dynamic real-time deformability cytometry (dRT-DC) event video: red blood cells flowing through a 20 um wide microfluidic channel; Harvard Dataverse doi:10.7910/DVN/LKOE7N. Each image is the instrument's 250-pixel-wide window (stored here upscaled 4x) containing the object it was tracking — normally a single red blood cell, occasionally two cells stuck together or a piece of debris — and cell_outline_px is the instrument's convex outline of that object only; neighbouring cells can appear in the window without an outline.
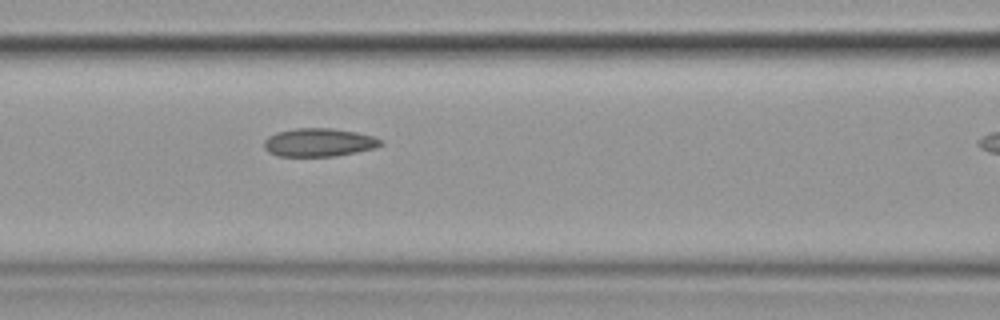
{"species": "common noctule bat (a hibernating species)", "species_latin": "Nyctalus noctula", "temperature_condition": "cold", "stored_images_in_passage": 4, "camera_frame_rate_fps": 3000, "um_per_image_px": 0.085, "animal": {"sex": "female", "body_mass_g": 19.9}, "frame": {"image": 1, "passage_image": 3, "time_ms": 2.333, "image_size_px": [1000, 320], "cell_outline_px": [[384, 144], [376, 148], [336, 156], [276, 156], [268, 152], [264, 148], [264, 140], [268, 136], [276, 132], [296, 128], [332, 128], [356, 132], [372, 136], [384, 140]], "centroid_in_image_um": [27.11, 12.11], "position_along_channel_um": 139.5, "area_um2": 19.42}}